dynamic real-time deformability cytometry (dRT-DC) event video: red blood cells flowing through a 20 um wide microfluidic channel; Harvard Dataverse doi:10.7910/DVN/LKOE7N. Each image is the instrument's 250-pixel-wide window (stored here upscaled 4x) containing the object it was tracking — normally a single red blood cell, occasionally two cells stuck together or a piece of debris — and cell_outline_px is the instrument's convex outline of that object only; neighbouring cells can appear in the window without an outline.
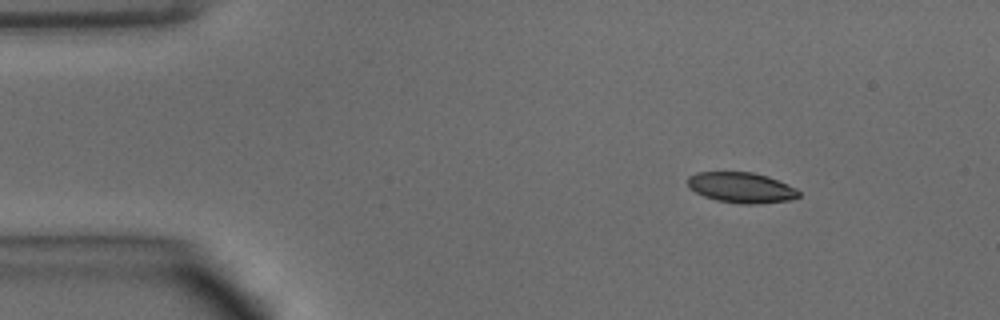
{"species": "common noctule bat (a hibernating species)", "species_latin": "Nyctalus noctula", "temperature_condition": "warm", "stored_images_in_passage": 43, "camera_frame_rate_fps": 3000, "um_per_image_px": 0.085, "animal": {"sex": "male", "body_mass_g": 15.6}, "frame": {"image": 1, "passage_image": 1, "time_ms": 0.0, "image_size_px": [1000, 320], "cell_outline_px": [[800, 196], [792, 200], [756, 204], [740, 204], [716, 200], [704, 196], [688, 188], [688, 176], [696, 172], [752, 172], [768, 176], [796, 188], [800, 192]], "centroid_in_image_um": [63.01, 15.95], "position_along_channel_um": 22.0, "area_um2": 19.88}}
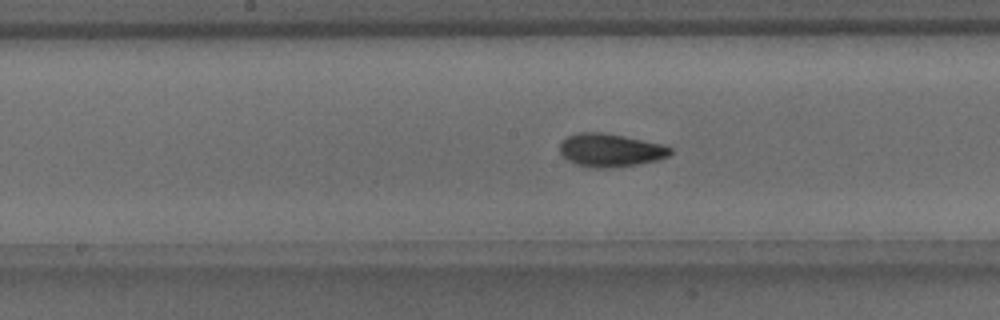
{"frame": {"image": 2, "passage_image": 19, "time_ms": 6.0, "image_size_px": [1000, 320], "cell_outline_px": [[672, 152], [668, 156], [656, 160], [636, 164], [612, 168], [592, 168], [576, 164], [568, 160], [560, 152], [560, 144], [568, 136], [580, 132], [604, 132], [664, 144], [672, 148]], "centroid_in_image_um": [51.9, 12.76], "position_along_channel_um": 196.3, "area_um2": 21.33}}
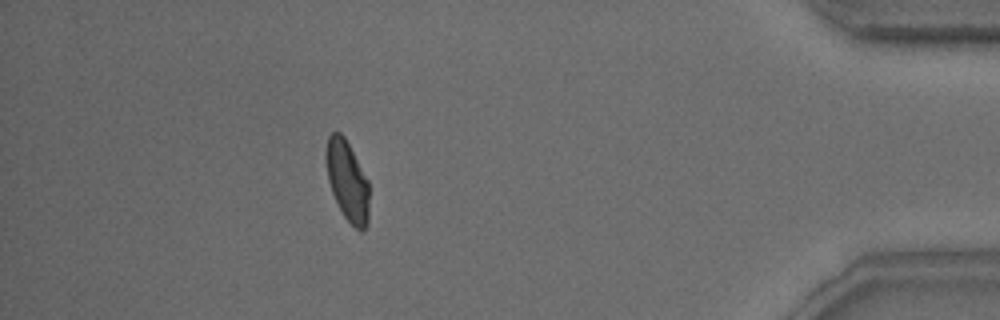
{"frame": {"image": 3, "passage_image": 38, "time_ms": 12.333, "image_size_px": [1000, 320], "cell_outline_px": [[368, 224], [364, 232], [360, 232], [344, 216], [332, 192], [328, 180], [324, 156], [324, 152], [328, 136], [332, 132], [340, 132], [344, 136], [368, 180]], "centroid_in_image_um": [29.5, 15.36], "position_along_channel_um": 405.7, "area_um2": 20.17}, "authors_computed_cell_mechanics": {"area_um2": 20.519, "velocity_mm_per_s": 4.1112, "shape_relaxation_time_tau1_ms": 3.6689, "shape_relaxation_time_tau2_ms": 1.6433, "deformation_change_tau1": 0.1364, "deformation_change_tau2": 0.0706}}